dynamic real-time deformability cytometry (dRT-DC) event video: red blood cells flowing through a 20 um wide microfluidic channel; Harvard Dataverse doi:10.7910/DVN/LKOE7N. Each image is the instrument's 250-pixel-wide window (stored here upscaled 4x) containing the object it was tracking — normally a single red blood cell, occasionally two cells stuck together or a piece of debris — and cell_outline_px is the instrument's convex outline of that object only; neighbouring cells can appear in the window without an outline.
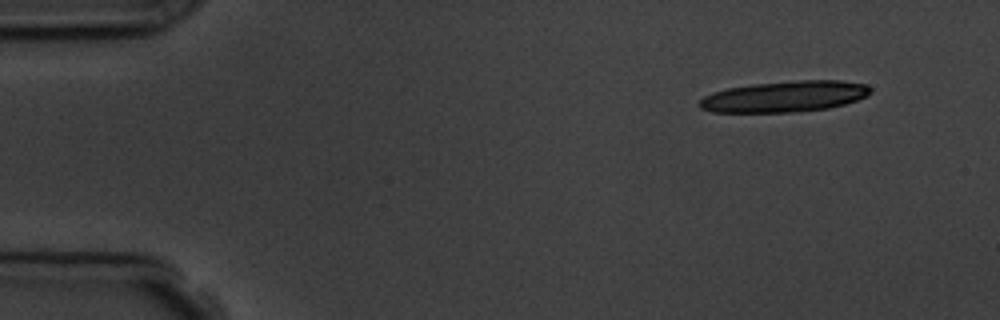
{"species": "common noctule bat (a hibernating species)", "species_latin": "Nyctalus noctula", "temperature_condition": "room temperature", "stored_images_in_passage": 4, "camera_frame_rate_fps": 3000, "um_per_image_px": 0.085, "animal": {"sex": "male", "body_mass_g": 19.5, "forearm_length_mm": 54.6}, "frame": {"image": 1, "passage_image": 1, "time_ms": 0.0, "image_size_px": [1000, 320], "cell_outline_px": [[872, 92], [868, 96], [844, 104], [828, 108], [792, 112], [712, 112], [700, 108], [700, 100], [704, 96], [712, 92], [728, 88], [752, 84], [800, 80], [840, 80], [864, 84], [872, 88]], "centroid_in_image_um": [66.71, 8.2], "position_along_channel_um": 18.3, "area_um2": 30.87}}